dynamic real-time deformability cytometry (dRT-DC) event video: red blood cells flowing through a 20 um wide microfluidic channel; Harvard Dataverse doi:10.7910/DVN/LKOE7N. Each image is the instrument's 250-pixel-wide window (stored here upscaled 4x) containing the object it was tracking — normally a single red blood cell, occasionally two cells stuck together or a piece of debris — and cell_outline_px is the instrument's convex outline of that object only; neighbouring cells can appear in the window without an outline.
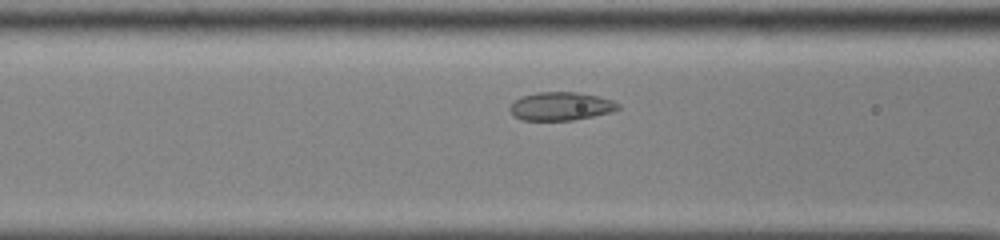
{"species": "common noctule bat (a hibernating species)", "species_latin": "Nyctalus noctula", "temperature_condition": "cold", "stored_images_in_passage": 42, "camera_frame_rate_fps": 3000, "um_per_image_px": 0.085, "animal": {"sex": "male", "body_mass_g": 13.0, "forearm_length_mm": 53.1}, "frame": {"image": 1, "passage_image": 11, "time_ms": 3.333, "image_size_px": [1000, 240], "cell_outline_px": [[620, 108], [608, 112], [592, 116], [572, 120], [524, 120], [516, 116], [508, 108], [520, 96], [536, 92], [576, 92], [596, 96], [612, 100], [620, 104]], "centroid_in_image_um": [47.66, 9.02], "position_along_channel_um": 118.9, "area_um2": 17.57}}
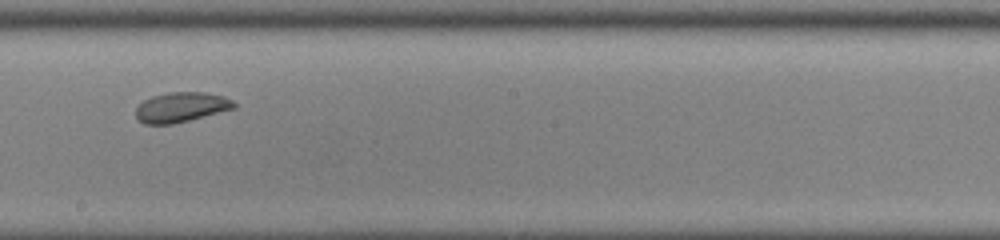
{"frame": {"image": 2, "passage_image": 20, "time_ms": 6.333, "image_size_px": [1000, 240], "cell_outline_px": [[236, 108], [172, 124], [144, 124], [136, 116], [136, 108], [144, 100], [152, 96], [168, 92], [204, 92], [224, 96], [232, 100], [236, 104]], "centroid_in_image_um": [15.41, 9.1], "position_along_channel_um": 232.8, "area_um2": 16.99}}
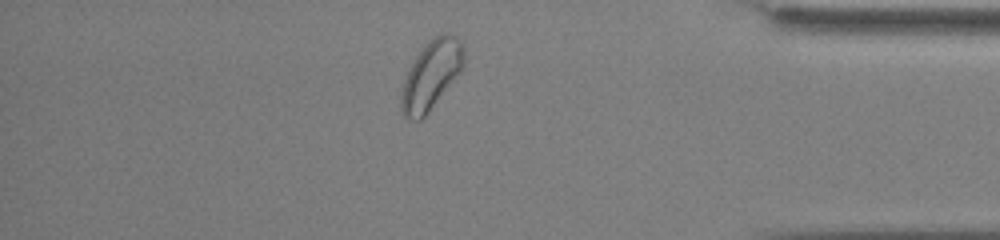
{"frame": {"image": 3, "passage_image": 35, "time_ms": 11.333, "image_size_px": [1000, 240], "cell_outline_px": [[464, 64], [460, 72], [428, 112], [420, 120], [412, 120], [404, 116], [400, 112], [400, 92], [404, 80], [416, 56], [428, 40], [440, 32], [448, 32], [456, 36], [460, 40], [464, 48]], "centroid_in_image_um": [36.64, 6.35], "position_along_channel_um": 398.6, "area_um2": 25.14}, "authors_computed_cell_mechanics": {"area_um2": 19.0451, "velocity_mm_per_s": 3.8014, "shape_relaxation_time_tau1_ms": null, "shape_relaxation_time_tau2_ms": 0.8125, "deformation_change_tau1": null, "deformation_change_tau2": 0.0426}}